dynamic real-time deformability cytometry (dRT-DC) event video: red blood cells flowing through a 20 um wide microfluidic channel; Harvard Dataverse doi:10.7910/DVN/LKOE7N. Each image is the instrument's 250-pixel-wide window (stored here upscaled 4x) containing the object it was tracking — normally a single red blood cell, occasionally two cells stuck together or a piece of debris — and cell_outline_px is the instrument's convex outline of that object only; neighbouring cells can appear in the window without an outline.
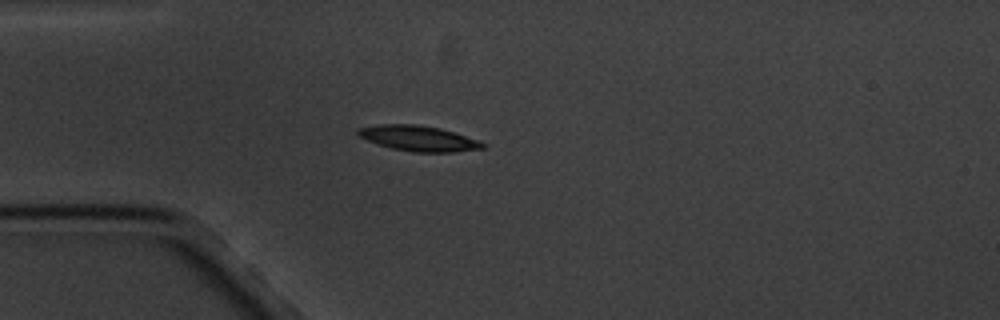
{"species": "common noctule bat (a hibernating species)", "species_latin": "Nyctalus noctula", "temperature_condition": "cold", "stored_images_in_passage": 16, "camera_frame_rate_fps": 3000, "um_per_image_px": 0.085, "animal": {"sex": "male", "body_mass_g": 20.1, "forearm_length_mm": 53.5}, "frame": {"image": 1, "passage_image": 4, "time_ms": 3.667, "image_size_px": [1000, 320], "cell_outline_px": [[488, 148], [456, 152], [412, 152], [392, 148], [376, 144], [356, 136], [356, 128], [380, 124], [412, 124], [440, 128], [488, 144]], "centroid_in_image_um": [35.54, 11.77], "position_along_channel_um": 49.5, "area_um2": 18.61}}
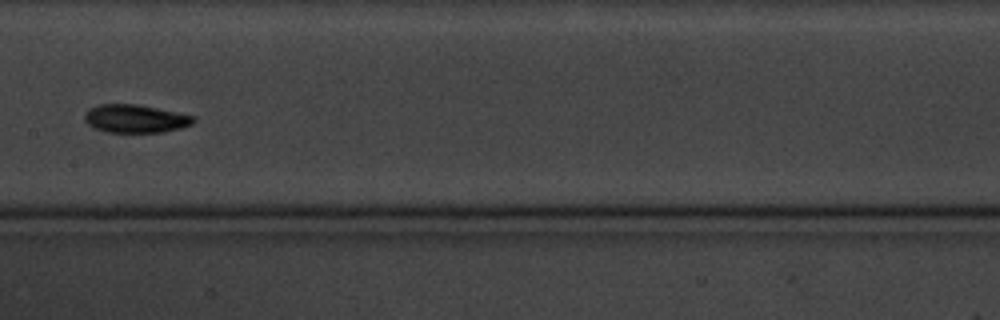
{"frame": {"image": 2, "passage_image": 8, "time_ms": 8.333, "image_size_px": [1000, 320], "cell_outline_px": [[196, 120], [192, 124], [180, 128], [164, 132], [104, 132], [92, 128], [84, 120], [84, 116], [92, 108], [100, 104], [136, 104], [196, 116]], "centroid_in_image_um": [11.52, 10.1], "position_along_channel_um": 195.9, "area_um2": 17.8}}
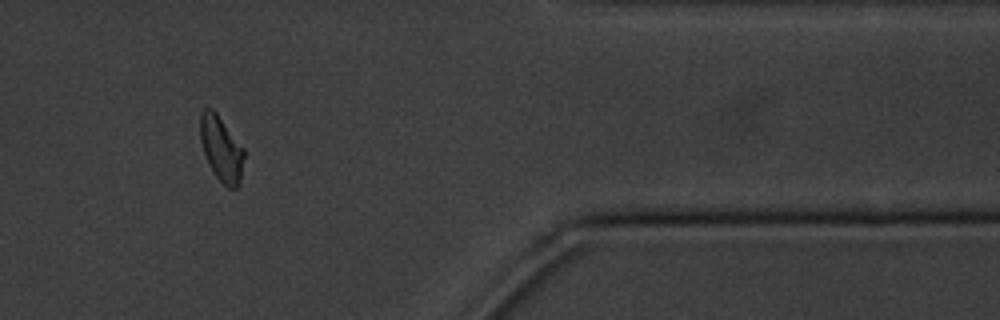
{"frame": {"image": 3, "passage_image": 14, "time_ms": 15.0, "image_size_px": [1000, 320], "cell_outline_px": [[244, 156], [240, 184], [236, 188], [228, 188], [216, 176], [208, 164], [200, 140], [200, 112], [204, 108], [212, 108], [216, 112], [244, 148]], "centroid_in_image_um": [18.81, 12.63], "position_along_channel_um": 392.6, "area_um2": 16.65}, "authors_computed_cell_mechanics": {"area_um2": 17.2822, "velocity_mm_per_s": 3.3525, "shape_relaxation_time_tau1_ms": 1.7479, "shape_relaxation_time_tau2_ms": 3.5088, "deformation_change_tau1": 0.1562, "deformation_change_tau2": 0.0815}}